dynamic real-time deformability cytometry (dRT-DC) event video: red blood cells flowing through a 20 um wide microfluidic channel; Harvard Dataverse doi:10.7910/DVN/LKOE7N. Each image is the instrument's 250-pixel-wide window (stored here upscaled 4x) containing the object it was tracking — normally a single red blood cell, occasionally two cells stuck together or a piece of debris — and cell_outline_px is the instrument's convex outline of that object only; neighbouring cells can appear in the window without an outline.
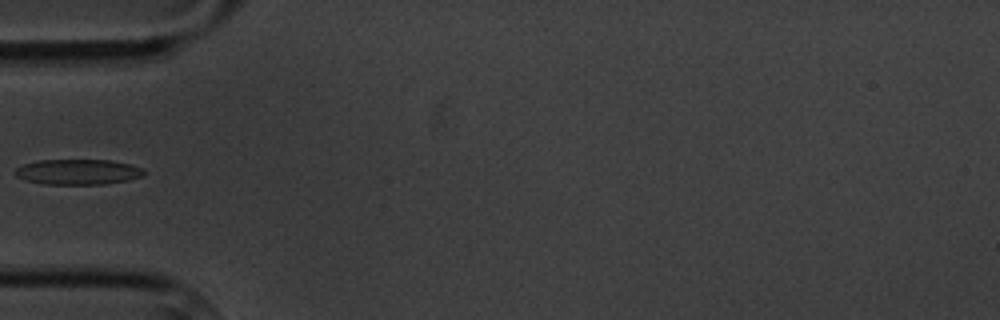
{"species": "common noctule bat (a hibernating species)", "species_latin": "Nyctalus noctula", "temperature_condition": "cold", "stored_images_in_passage": 6, "camera_frame_rate_fps": 3000, "um_per_image_px": 0.085, "animal": {"sex": "male", "body_mass_g": 20.1, "forearm_length_mm": 53.5}, "frame": {"image": 1, "passage_image": 6, "time_ms": 5.667, "image_size_px": [1000, 320], "cell_outline_px": [[144, 176], [128, 180], [104, 184], [44, 184], [24, 180], [16, 176], [12, 172], [16, 168], [24, 164], [40, 160], [108, 160], [132, 164], [144, 168]], "centroid_in_image_um": [6.63, 14.61], "position_along_channel_um": 78.4, "area_um2": 19.19}}